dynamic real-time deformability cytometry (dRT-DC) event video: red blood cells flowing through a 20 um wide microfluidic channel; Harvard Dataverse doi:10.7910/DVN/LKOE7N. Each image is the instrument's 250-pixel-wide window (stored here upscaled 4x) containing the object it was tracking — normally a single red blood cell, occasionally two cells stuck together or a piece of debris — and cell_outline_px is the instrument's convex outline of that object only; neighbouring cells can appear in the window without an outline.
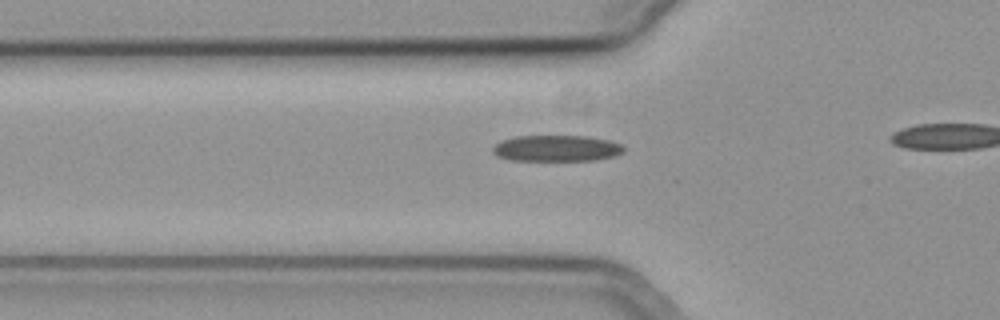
{"species": "common noctule bat (a hibernating species)", "species_latin": "Nyctalus noctula", "temperature_condition": "cold", "stored_images_in_passage": 21, "camera_frame_rate_fps": 3000, "um_per_image_px": 0.085, "animal": {"sex": "female", "body_mass_g": 19.3, "forearm_length_mm": 54.1}, "frame": {"image": 1, "passage_image": 12, "time_ms": 3.667, "image_size_px": [1000, 320], "cell_outline_px": [[624, 152], [616, 156], [596, 160], [508, 160], [496, 156], [492, 152], [492, 148], [500, 140], [516, 136], [584, 136], [608, 140], [620, 144], [624, 148]], "centroid_in_image_um": [47.27, 12.61], "position_along_channel_um": 78.5, "area_um2": 20.06}}
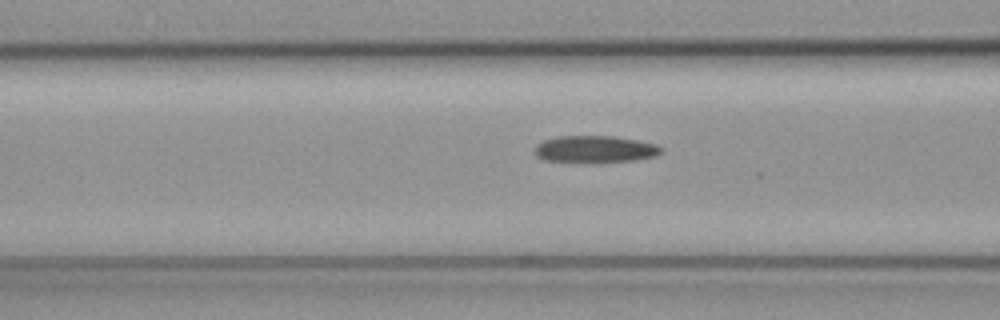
{"frame": {"image": 2, "passage_image": 15, "time_ms": 4.667, "image_size_px": [1000, 320], "cell_outline_px": [[664, 152], [656, 156], [636, 160], [596, 164], [584, 164], [544, 160], [536, 156], [536, 144], [544, 140], [560, 136], [612, 136], [636, 140], [656, 144], [664, 148]], "centroid_in_image_um": [50.6, 12.72], "position_along_channel_um": 116.0, "area_um2": 20.58}}
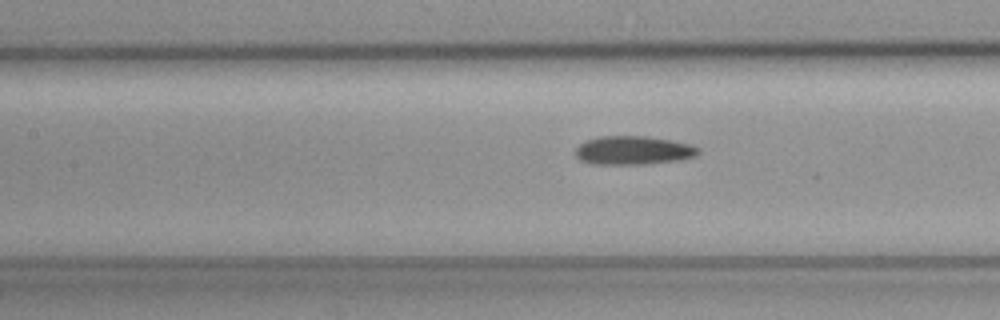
{"frame": {"image": 3, "passage_image": 18, "time_ms": 5.667, "image_size_px": [1000, 320], "cell_outline_px": [[700, 152], [696, 156], [680, 160], [644, 164], [592, 164], [580, 160], [576, 156], [576, 148], [584, 140], [600, 136], [648, 136], [692, 144], [700, 148]], "centroid_in_image_um": [53.84, 12.78], "position_along_channel_um": 153.6, "area_um2": 20.69}}